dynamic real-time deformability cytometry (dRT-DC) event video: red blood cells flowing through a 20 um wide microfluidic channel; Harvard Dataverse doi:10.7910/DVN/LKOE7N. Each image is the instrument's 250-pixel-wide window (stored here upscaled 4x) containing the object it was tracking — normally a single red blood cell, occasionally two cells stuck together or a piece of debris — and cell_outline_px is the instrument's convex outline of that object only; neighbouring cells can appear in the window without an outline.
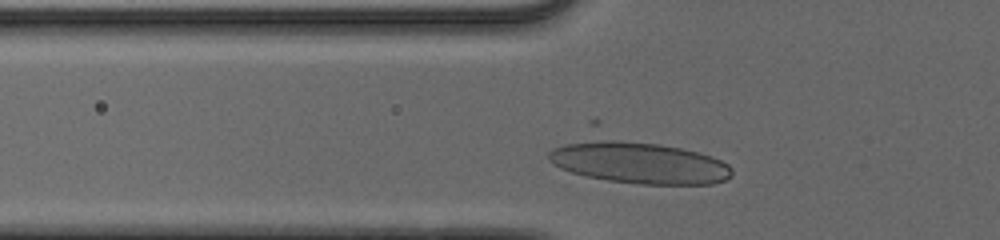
{"species": "human", "species_latin": "Homo sapiens", "temperature_condition": "cold", "stored_images_in_passage": 29, "camera_frame_rate_fps": 3000, "um_per_image_px": 0.085, "donor": {"sex": "male"}, "frame": {"image": 1, "passage_image": 4, "time_ms": 1.0, "image_size_px": [1000, 240], "cell_outline_px": [[732, 176], [724, 180], [712, 184], [640, 184], [608, 180], [588, 176], [572, 172], [560, 168], [552, 164], [548, 160], [548, 152], [552, 148], [564, 144], [592, 140], [620, 140], [660, 144], [680, 148], [712, 156], [728, 164], [732, 168]], "centroid_in_image_um": [54.32, 13.84], "position_along_channel_um": 71.5, "area_um2": 44.1}}
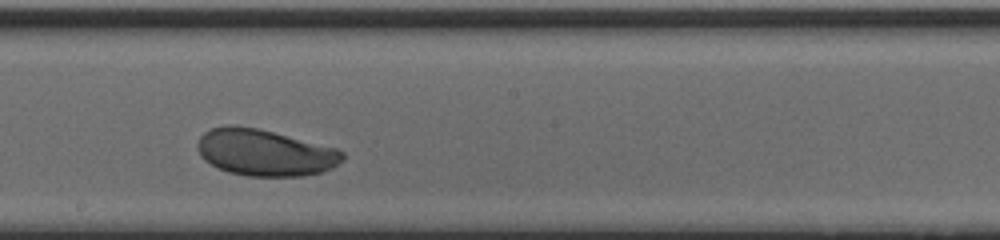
{"frame": {"image": 2, "passage_image": 16, "time_ms": 5.0, "image_size_px": [1000, 240], "cell_outline_px": [[344, 160], [332, 168], [324, 172], [304, 176], [248, 176], [228, 172], [216, 168], [204, 160], [200, 156], [196, 148], [196, 144], [200, 136], [204, 132], [212, 128], [228, 124], [236, 124], [256, 128], [340, 148], [344, 152]], "centroid_in_image_um": [22.51, 12.97], "position_along_channel_um": 225.7, "area_um2": 40.0}}
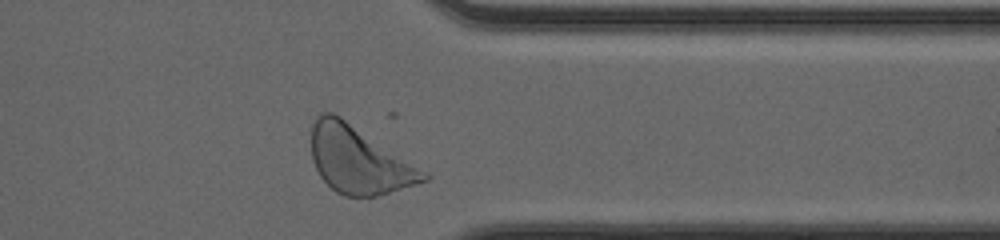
{"frame": {"image": 3, "passage_image": 28, "time_ms": 9.0, "image_size_px": [1000, 240], "cell_outline_px": [[432, 176], [428, 180], [376, 196], [344, 196], [336, 192], [320, 176], [312, 160], [312, 124], [316, 116], [320, 112], [332, 112], [340, 116], [428, 172]], "centroid_in_image_um": [30.5, 13.59], "position_along_channel_um": 380.9, "area_um2": 43.64}}